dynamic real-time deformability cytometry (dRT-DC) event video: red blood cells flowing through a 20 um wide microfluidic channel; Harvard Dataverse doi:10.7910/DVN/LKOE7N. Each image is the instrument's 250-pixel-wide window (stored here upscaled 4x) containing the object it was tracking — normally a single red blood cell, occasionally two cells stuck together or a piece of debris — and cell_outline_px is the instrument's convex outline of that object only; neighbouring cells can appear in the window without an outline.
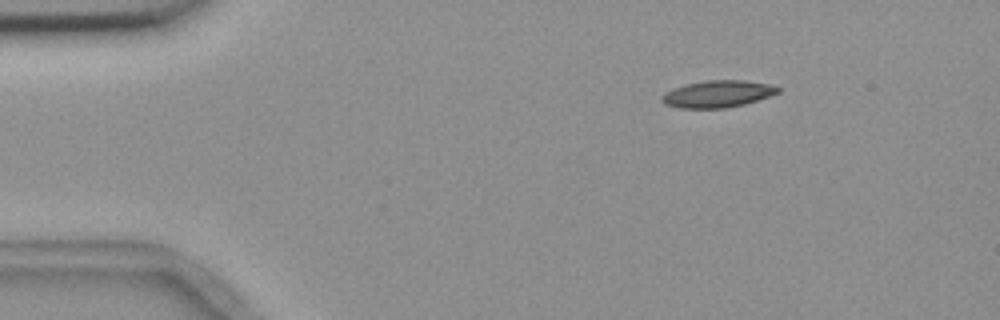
{"species": "common noctule bat (a hibernating species)", "species_latin": "Nyctalus noctula", "temperature_condition": "room temperature", "stored_images_in_passage": 4, "camera_frame_rate_fps": 3000, "um_per_image_px": 0.085, "animal": {"sex": "female", "body_mass_g": 18.4}, "frame": {"image": 1, "passage_image": 1, "time_ms": 0.0, "image_size_px": [1000, 320], "cell_outline_px": [[780, 92], [744, 104], [724, 108], [680, 108], [664, 104], [660, 100], [664, 92], [688, 84], [708, 80], [744, 80], [768, 84], [780, 88]], "centroid_in_image_um": [60.98, 7.99], "position_along_channel_um": 24.0, "area_um2": 17.98}}
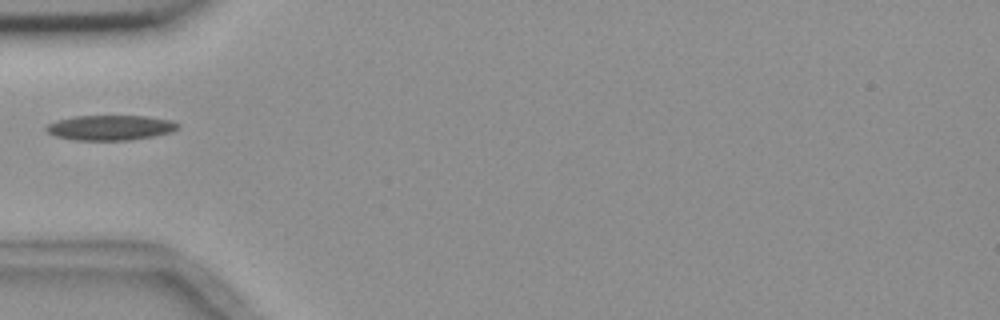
{"frame": {"image": 2, "passage_image": 4, "time_ms": 3.333, "image_size_px": [1000, 320], "cell_outline_px": [[180, 128], [172, 132], [152, 136], [128, 140], [76, 140], [56, 136], [48, 132], [44, 128], [48, 124], [56, 120], [72, 116], [148, 116], [172, 120], [180, 124]], "centroid_in_image_um": [9.4, 10.84], "position_along_channel_um": 75.6, "area_um2": 19.31}}